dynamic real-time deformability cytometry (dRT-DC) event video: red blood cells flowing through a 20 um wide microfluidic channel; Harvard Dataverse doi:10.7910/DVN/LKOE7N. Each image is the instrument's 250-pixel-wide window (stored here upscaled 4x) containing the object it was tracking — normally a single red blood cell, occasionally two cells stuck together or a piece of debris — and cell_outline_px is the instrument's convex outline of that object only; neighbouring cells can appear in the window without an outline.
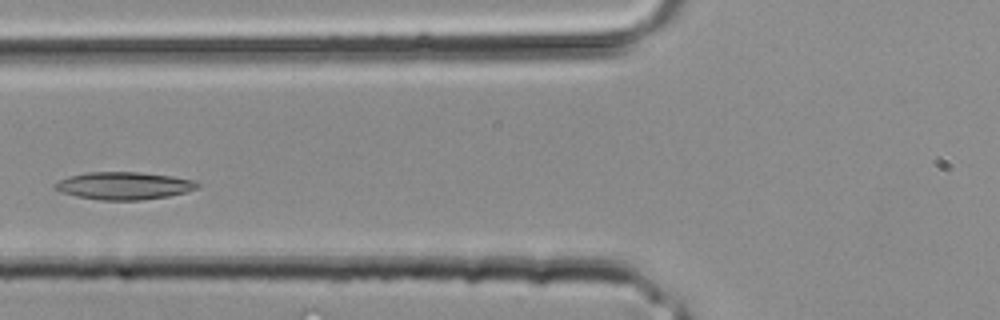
{"species": "common noctule bat (a hibernating species)", "species_latin": "Nyctalus noctula", "temperature_condition": "room temperature", "stored_images_in_passage": 30, "camera_frame_rate_fps": 3000, "um_per_image_px": 0.085, "animal": {"sex": "male", "body_mass_g": 20.4}, "frame": {"image": 1, "passage_image": 9, "time_ms": 2.667, "image_size_px": [1000, 320], "cell_outline_px": [[200, 184], [196, 188], [188, 192], [168, 196], [140, 200], [100, 200], [76, 196], [60, 192], [52, 188], [52, 184], [68, 176], [88, 172], [140, 172], [172, 176], [196, 180]], "centroid_in_image_um": [10.52, 15.78], "position_along_channel_um": 115.3, "area_um2": 23.06}}
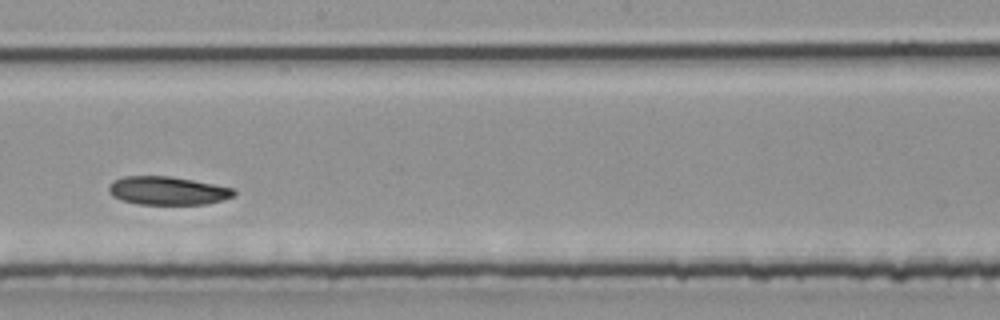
{"frame": {"image": 2, "passage_image": 15, "time_ms": 4.667, "image_size_px": [1000, 320], "cell_outline_px": [[236, 196], [208, 204], [140, 204], [124, 200], [112, 196], [108, 192], [108, 184], [112, 180], [124, 176], [172, 176], [232, 188], [236, 192]], "centroid_in_image_um": [14.22, 16.2], "position_along_channel_um": 234.0, "area_um2": 20.69}}
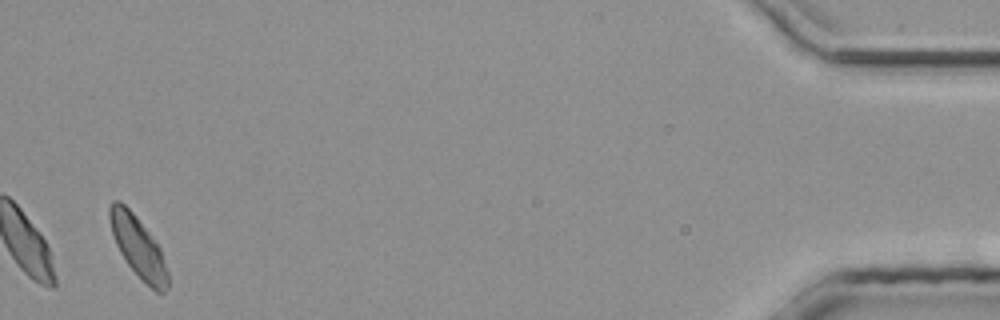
{"frame": {"image": 3, "passage_image": 29, "time_ms": 9.333, "image_size_px": [1000, 320], "cell_outline_px": [[168, 288], [164, 292], [156, 292], [128, 264], [120, 252], [116, 244], [112, 232], [108, 216], [108, 208], [112, 200], [120, 200], [136, 216], [160, 248], [168, 272]], "centroid_in_image_um": [11.73, 20.95], "position_along_channel_um": 423.5, "area_um2": 20.17}}